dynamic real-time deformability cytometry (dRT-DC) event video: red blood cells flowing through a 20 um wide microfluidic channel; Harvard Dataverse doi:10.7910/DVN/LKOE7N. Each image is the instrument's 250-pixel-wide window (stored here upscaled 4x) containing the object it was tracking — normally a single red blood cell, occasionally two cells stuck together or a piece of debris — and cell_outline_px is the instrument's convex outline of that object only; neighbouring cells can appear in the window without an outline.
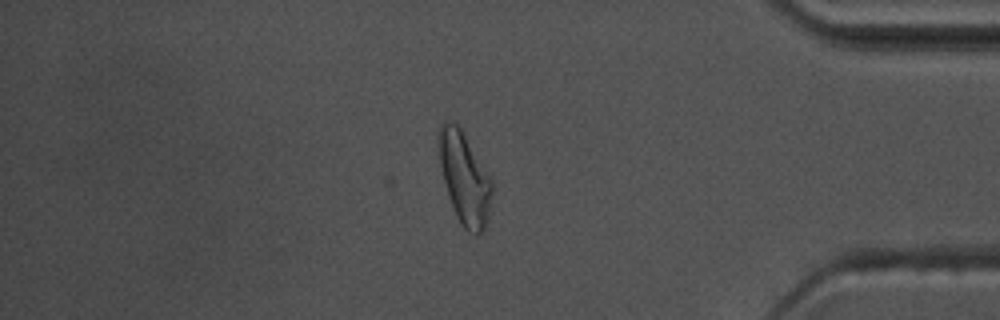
{"species": "common noctule bat (a hibernating species)", "species_latin": "Nyctalus noctula", "temperature_condition": "warm", "stored_images_in_passage": 58, "camera_frame_rate_fps": 3000, "um_per_image_px": 0.085, "animal": {"sex": "male", "body_mass_g": 17.5, "forearm_length_mm": 52.3}, "frame": {"image": 1, "passage_image": 49, "time_ms": 16.0, "image_size_px": [1000, 320], "cell_outline_px": [[492, 196], [484, 228], [480, 232], [468, 232], [460, 224], [456, 216], [444, 180], [440, 164], [436, 136], [440, 124], [444, 120], [452, 120], [460, 128], [492, 180]], "centroid_in_image_um": [39.44, 15.07], "position_along_channel_um": 395.8, "area_um2": 28.03}, "authors_computed_cell_mechanics": {"area_um2": 24.4205, "velocity_mm_per_s": 3.5603, "shape_relaxation_time_tau1_ms": 5.9486, "shape_relaxation_time_tau2_ms": 1.103, "deformation_change_tau1": 0.1653, "deformation_change_tau2": 0.079}}